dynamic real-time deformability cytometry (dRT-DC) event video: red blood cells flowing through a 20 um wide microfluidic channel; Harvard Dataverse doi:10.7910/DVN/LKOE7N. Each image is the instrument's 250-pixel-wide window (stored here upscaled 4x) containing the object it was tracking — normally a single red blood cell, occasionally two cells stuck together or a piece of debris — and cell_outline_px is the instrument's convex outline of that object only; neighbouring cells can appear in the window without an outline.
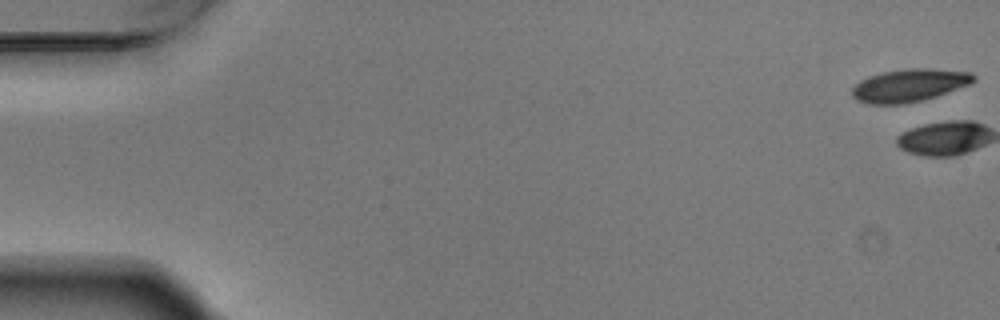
{"species": "Egyptian fruit bat (a non-hibernating species)", "species_latin": "Rousettus aegyptiacus", "temperature_condition": "warm", "stored_images_in_passage": 8, "camera_frame_rate_fps": 3000, "um_per_image_px": 0.085, "animal": {"sex": "male"}, "frame": {"image": 1, "passage_image": 1, "time_ms": 0.0, "image_size_px": [1000, 320], "cell_outline_px": [[976, 80], [968, 84], [936, 96], [924, 100], [904, 104], [868, 104], [856, 100], [852, 96], [852, 88], [860, 80], [868, 76], [884, 72], [908, 68], [932, 68], [972, 72], [976, 76]], "centroid_in_image_um": [77.28, 7.25], "position_along_channel_um": 7.7, "area_um2": 23.29}}
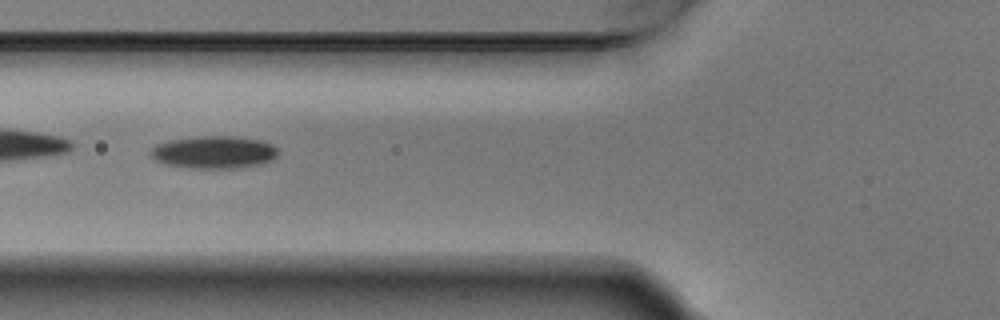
{"frame": {"image": 2, "passage_image": 7, "time_ms": 2.0, "image_size_px": [1000, 320], "cell_outline_px": [[276, 156], [268, 160], [256, 164], [232, 168], [196, 168], [164, 164], [156, 160], [148, 152], [156, 144], [168, 140], [192, 136], [232, 136], [264, 140], [272, 144], [276, 148]], "centroid_in_image_um": [18.12, 12.91], "position_along_channel_um": 107.7, "area_um2": 23.99}}
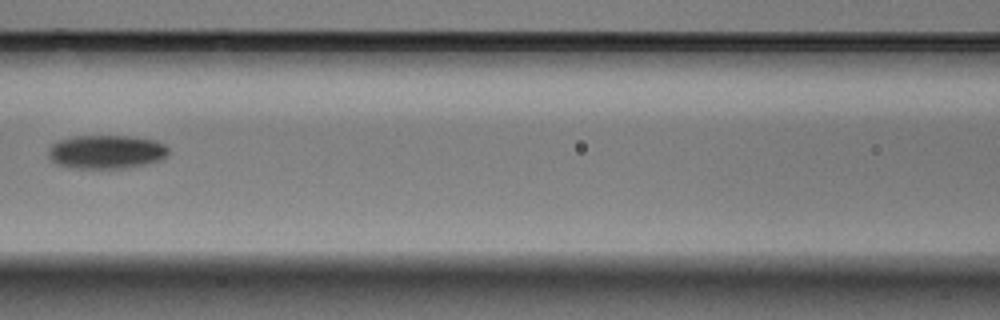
{"frame": {"image": 3, "passage_image": 8, "time_ms": 2.333, "image_size_px": [1000, 320], "cell_outline_px": [[168, 156], [164, 160], [148, 164], [124, 168], [68, 168], [56, 164], [48, 156], [48, 152], [52, 144], [60, 140], [76, 136], [128, 136], [156, 140], [164, 144], [168, 148]], "centroid_in_image_um": [9.07, 12.92], "position_along_channel_um": 157.5, "area_um2": 23.81}}